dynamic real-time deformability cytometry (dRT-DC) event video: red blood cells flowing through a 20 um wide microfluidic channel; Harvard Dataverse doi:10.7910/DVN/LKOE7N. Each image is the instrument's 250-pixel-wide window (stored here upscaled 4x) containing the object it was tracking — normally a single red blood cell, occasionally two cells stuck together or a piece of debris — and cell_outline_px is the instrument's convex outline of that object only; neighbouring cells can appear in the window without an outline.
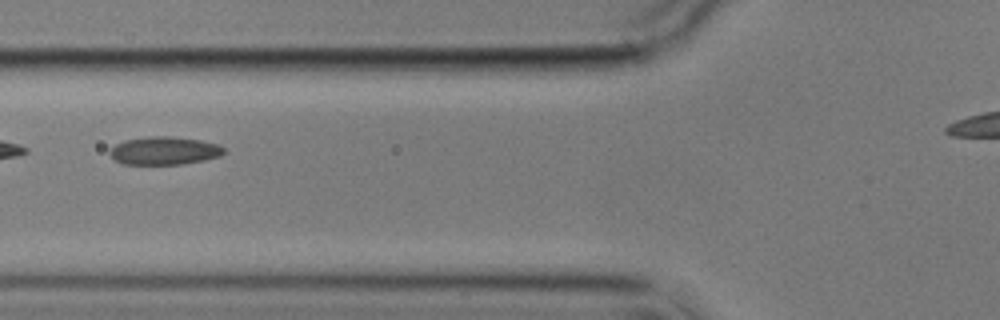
{"species": "common noctule bat (a hibernating species)", "species_latin": "Nyctalus noctula", "temperature_condition": "cold", "stored_images_in_passage": 10, "segment_of_instrument_passage": [1, 2], "camera_frame_rate_fps": 3000, "um_per_image_px": 0.085, "animal": {"sex": "male", "body_mass_g": 17.9}, "frame": {"image": 1, "passage_image": 4, "time_ms": 3.333, "image_size_px": [1000, 320], "cell_outline_px": [[224, 152], [220, 156], [204, 160], [180, 164], [124, 164], [116, 160], [108, 152], [108, 148], [124, 140], [152, 136], [168, 136], [200, 140], [220, 144], [224, 148]], "centroid_in_image_um": [13.96, 12.8], "position_along_channel_um": 111.8, "area_um2": 18.61}}
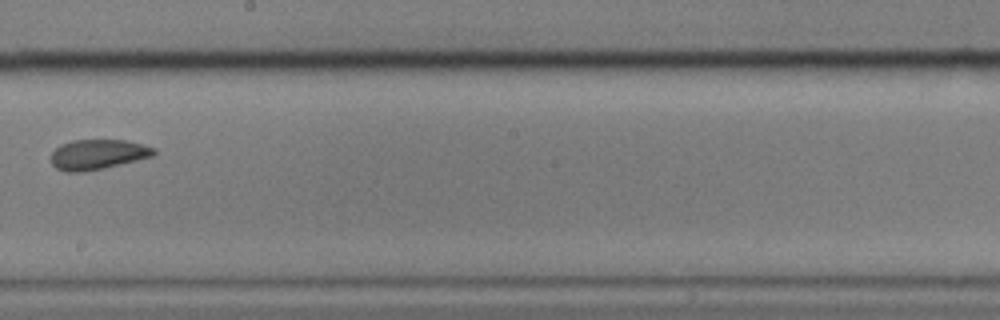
{"frame": {"image": 2, "passage_image": 7, "time_ms": 7.0, "image_size_px": [1000, 320], "cell_outline_px": [[156, 152], [152, 156], [104, 168], [84, 172], [64, 172], [56, 168], [52, 164], [52, 152], [60, 144], [72, 140], [124, 140], [156, 148]], "centroid_in_image_um": [8.28, 13.13], "position_along_channel_um": 239.9, "area_um2": 17.92}}
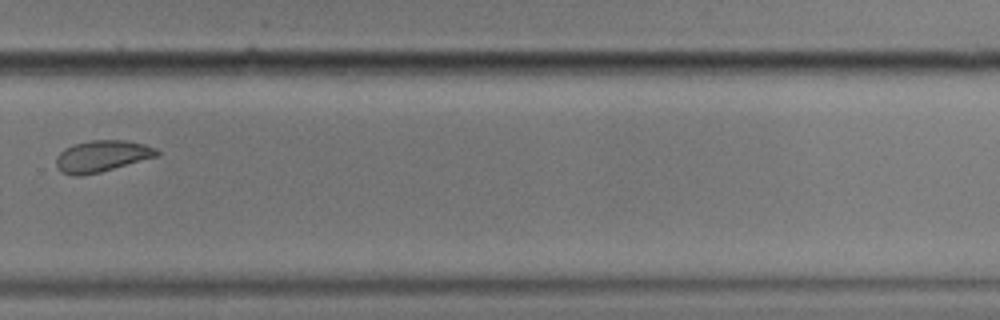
{"frame": {"image": 3, "passage_image": 9, "time_ms": 9.333, "image_size_px": [1000, 320], "cell_outline_px": [[160, 156], [100, 172], [80, 176], [72, 176], [60, 172], [56, 168], [56, 156], [64, 148], [76, 144], [92, 140], [124, 140], [144, 144], [156, 148], [160, 152]], "centroid_in_image_um": [8.66, 13.28], "position_along_channel_um": 321.1, "area_um2": 18.67}}